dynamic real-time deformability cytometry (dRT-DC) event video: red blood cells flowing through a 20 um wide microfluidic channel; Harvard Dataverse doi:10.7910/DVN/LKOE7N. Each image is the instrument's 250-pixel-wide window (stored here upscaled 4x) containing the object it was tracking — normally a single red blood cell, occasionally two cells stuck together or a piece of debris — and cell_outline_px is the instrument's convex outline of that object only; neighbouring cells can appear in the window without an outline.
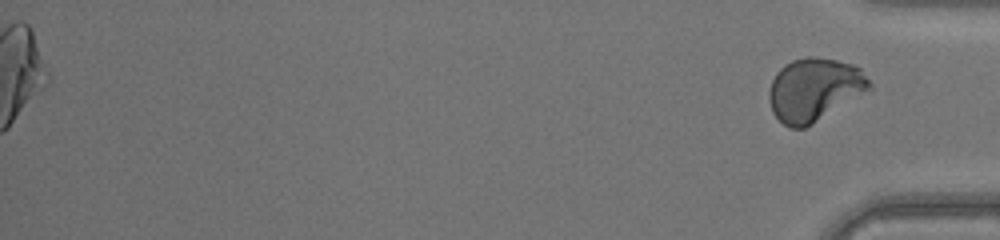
{"species": "human", "species_latin": "Homo sapiens", "temperature_condition": "warm", "stored_images_in_passage": 36, "segment_of_instrument_passage": [2, 2], "camera_frame_rate_fps": 3000, "um_per_image_px": 0.085, "donor": {"sex": "male"}, "frame": {"image": 1, "passage_image": 36, "time_ms": 11.667, "image_size_px": [1000, 240], "cell_outline_px": [[872, 92], [812, 124], [804, 128], [792, 128], [784, 124], [772, 112], [768, 100], [768, 92], [772, 80], [776, 72], [784, 64], [792, 60], [808, 56], [816, 56], [836, 60], [852, 64], [860, 68], [872, 84]], "centroid_in_image_um": [69.26, 7.62], "position_along_channel_um": 365.9, "area_um2": 37.69}}